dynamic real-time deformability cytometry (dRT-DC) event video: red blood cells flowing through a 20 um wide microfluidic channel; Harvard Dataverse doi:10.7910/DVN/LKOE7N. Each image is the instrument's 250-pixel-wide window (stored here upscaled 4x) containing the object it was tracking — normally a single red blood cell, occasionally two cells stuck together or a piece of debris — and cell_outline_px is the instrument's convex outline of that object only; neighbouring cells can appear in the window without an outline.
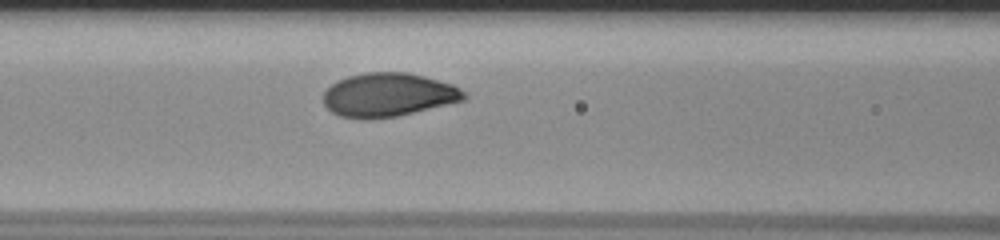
{"species": "human", "species_latin": "Homo sapiens", "temperature_condition": "room temperature", "stored_images_in_passage": 13, "camera_frame_rate_fps": 3000, "um_per_image_px": 0.085, "donor": {"sex": "male"}, "frame": {"image": 1, "passage_image": 6, "time_ms": 1.667, "image_size_px": [1000, 240], "cell_outline_px": [[468, 96], [464, 100], [396, 116], [340, 116], [332, 112], [324, 104], [324, 92], [332, 84], [348, 76], [364, 72], [408, 72], [424, 76], [452, 84], [460, 88]], "centroid_in_image_um": [33.04, 8.02], "position_along_channel_um": 133.6, "area_um2": 34.85}}
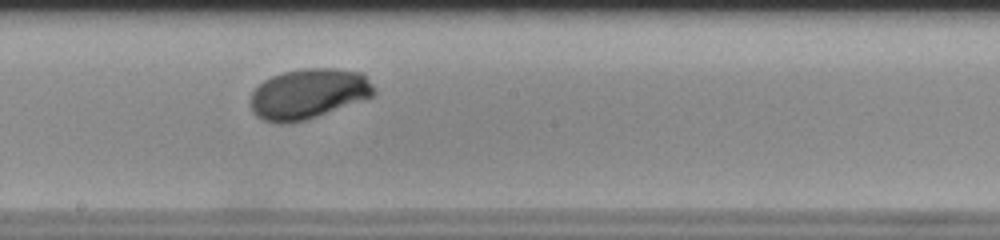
{"frame": {"image": 2, "passage_image": 13, "time_ms": 4.0, "image_size_px": [1000, 240], "cell_outline_px": [[376, 92], [372, 96], [364, 100], [308, 120], [288, 124], [280, 124], [264, 120], [256, 116], [252, 112], [252, 92], [264, 80], [272, 76], [284, 72], [304, 68], [336, 68], [364, 72], [372, 84]], "centroid_in_image_um": [26.25, 7.98], "position_along_channel_um": 221.9, "area_um2": 36.47}}